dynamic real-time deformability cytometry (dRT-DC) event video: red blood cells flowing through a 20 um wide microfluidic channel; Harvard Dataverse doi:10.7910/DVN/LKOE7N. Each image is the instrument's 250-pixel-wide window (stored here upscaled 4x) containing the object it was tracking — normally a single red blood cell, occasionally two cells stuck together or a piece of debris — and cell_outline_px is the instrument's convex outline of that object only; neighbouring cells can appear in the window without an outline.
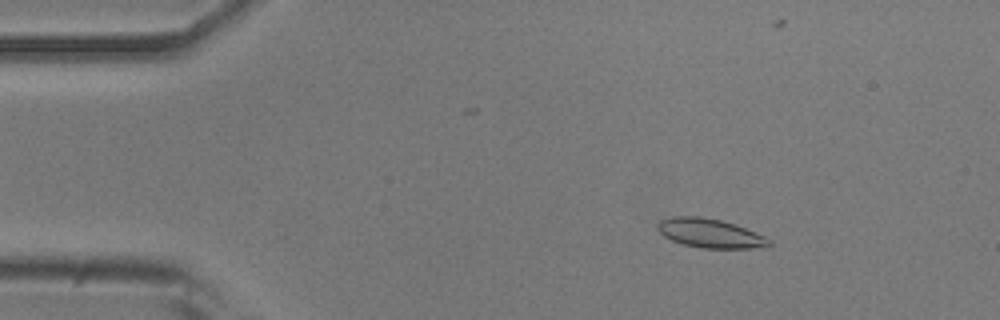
{"species": "common noctule bat (a hibernating species)", "species_latin": "Nyctalus noctula", "temperature_condition": "room temperature", "stored_images_in_passage": 54, "camera_frame_rate_fps": 3000, "um_per_image_px": 0.085, "animal": {"sex": "male", "body_mass_g": 20.5, "forearm_length_mm": 52.5}, "frame": {"image": 1, "passage_image": 8, "time_ms": 2.333, "image_size_px": [1000, 320], "cell_outline_px": [[772, 244], [768, 248], [704, 248], [684, 244], [672, 240], [664, 236], [656, 228], [656, 224], [660, 220], [672, 216], [700, 216], [720, 220], [744, 228], [764, 236], [772, 240]], "centroid_in_image_um": [60.36, 19.83], "position_along_channel_um": 24.6, "area_um2": 18.84}}
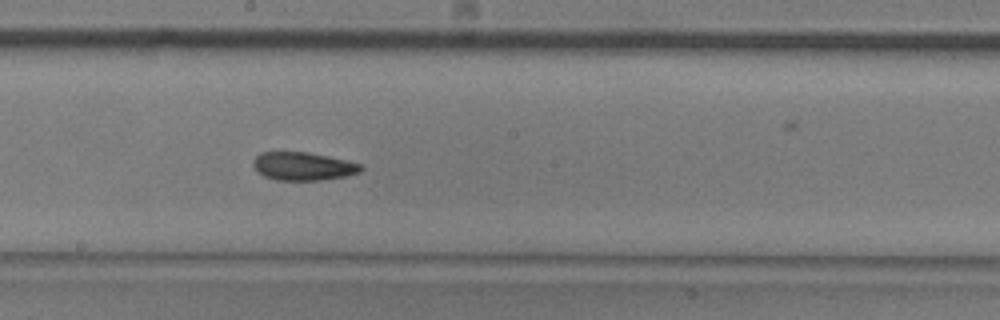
{"frame": {"image": 2, "passage_image": 29, "time_ms": 9.333, "image_size_px": [1000, 320], "cell_outline_px": [[364, 168], [360, 172], [344, 176], [320, 180], [276, 180], [264, 176], [256, 172], [252, 164], [252, 160], [260, 152], [308, 152], [348, 160], [360, 164]], "centroid_in_image_um": [25.73, 14.12], "position_along_channel_um": 222.5, "area_um2": 17.8}}
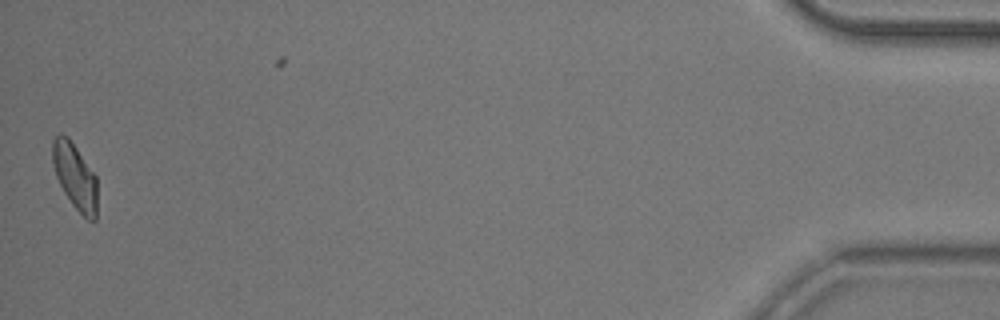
{"frame": {"image": 3, "passage_image": 53, "time_ms": 17.333, "image_size_px": [1000, 320], "cell_outline_px": [[96, 220], [88, 220], [72, 204], [64, 192], [56, 176], [52, 160], [52, 140], [60, 132], [68, 136], [96, 176]], "centroid_in_image_um": [6.35, 14.95], "position_along_channel_um": 428.8, "area_um2": 16.99}, "authors_computed_cell_mechanics": {"area_um2": 17.8891, "velocity_mm_per_s": 3.7755, "shape_relaxation_time_tau1_ms": 5.0539, "shape_relaxation_time_tau2_ms": 3.4561, "deformation_change_tau1": 0.1402, "deformation_change_tau2": 0.0977}}